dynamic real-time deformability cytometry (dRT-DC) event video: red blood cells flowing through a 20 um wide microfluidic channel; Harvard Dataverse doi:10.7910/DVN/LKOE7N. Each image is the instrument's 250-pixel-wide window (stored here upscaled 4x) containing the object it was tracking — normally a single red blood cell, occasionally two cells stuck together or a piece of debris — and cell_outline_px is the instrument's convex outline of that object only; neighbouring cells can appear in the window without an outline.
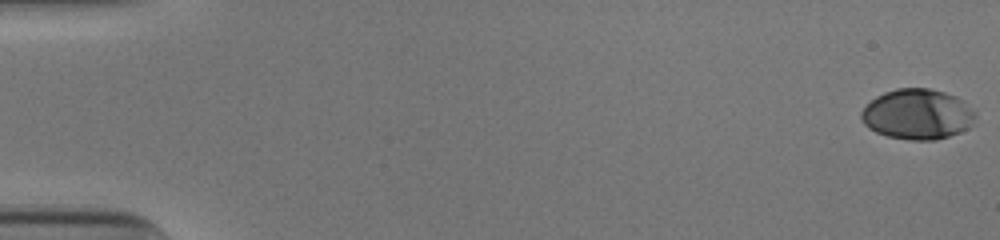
{"species": "human", "species_latin": "Homo sapiens", "temperature_condition": "cold", "stored_images_in_passage": 54, "camera_frame_rate_fps": 3000, "um_per_image_px": 0.085, "donor": {"sex": "male"}, "frame": {"image": 1, "passage_image": 1, "time_ms": 0.0, "image_size_px": [1000, 240], "cell_outline_px": [[976, 116], [972, 124], [968, 128], [960, 132], [936, 140], [908, 140], [888, 136], [876, 132], [868, 128], [860, 120], [860, 112], [876, 96], [884, 92], [896, 88], [928, 88], [944, 92], [956, 96], [964, 100], [976, 112]], "centroid_in_image_um": [77.99, 9.71], "position_along_channel_um": 7.0, "area_um2": 33.76}}
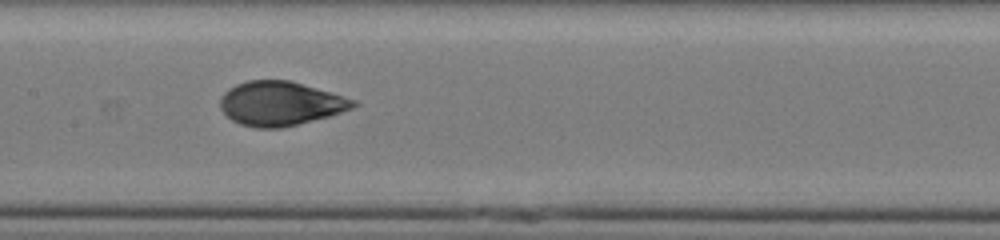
{"frame": {"image": 2, "passage_image": 28, "time_ms": 9.0, "image_size_px": [1000, 240], "cell_outline_px": [[360, 104], [352, 108], [328, 116], [280, 128], [256, 128], [240, 124], [232, 120], [220, 108], [220, 96], [228, 88], [236, 84], [248, 80], [288, 80], [356, 100]], "centroid_in_image_um": [23.79, 8.8], "position_along_channel_um": 183.6, "area_um2": 33.87}}
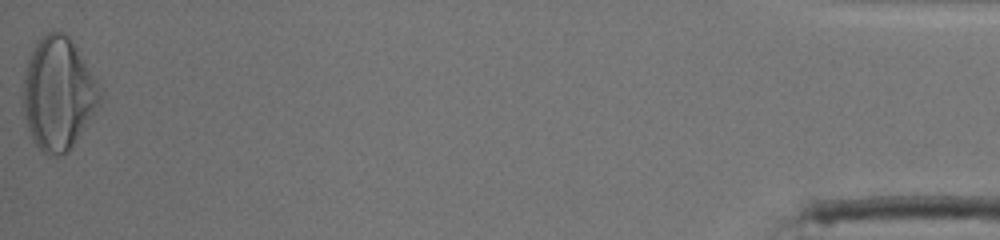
{"frame": {"image": 3, "passage_image": 54, "time_ms": 17.667, "image_size_px": [1000, 240], "cell_outline_px": [[104, 96], [100, 104], [72, 148], [68, 152], [48, 156], [40, 152], [32, 140], [24, 116], [24, 72], [32, 48], [48, 32], [64, 32], [72, 40], [104, 88]], "centroid_in_image_um": [5.0, 7.98], "position_along_channel_um": 430.2, "area_um2": 51.04}, "authors_computed_cell_mechanics": {"area_um2": 34.3332, "velocity_mm_per_s": 3.8963, "shape_relaxation_time_tau1_ms": 4.2117, "shape_relaxation_time_tau2_ms": 0.7646, "deformation_change_tau1": 0.1931, "deformation_change_tau2": 0.0493}}